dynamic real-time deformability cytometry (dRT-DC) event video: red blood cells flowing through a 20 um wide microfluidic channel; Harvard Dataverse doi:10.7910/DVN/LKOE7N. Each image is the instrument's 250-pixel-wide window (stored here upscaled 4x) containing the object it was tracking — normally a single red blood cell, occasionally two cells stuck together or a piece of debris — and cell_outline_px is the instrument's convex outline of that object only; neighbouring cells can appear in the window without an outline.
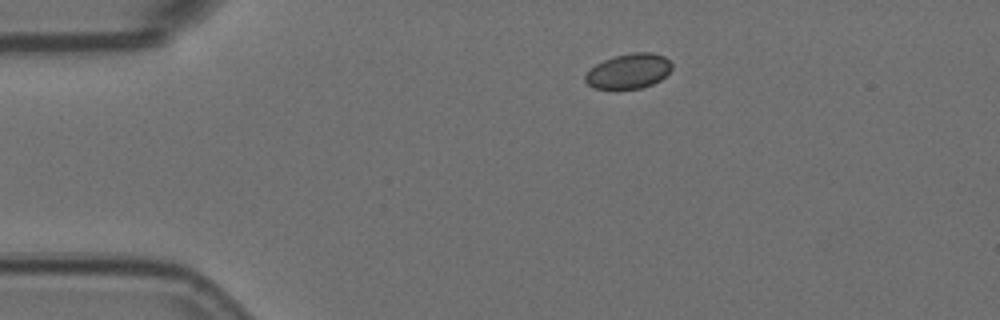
{"species": "Egyptian fruit bat (a non-hibernating species)", "species_latin": "Rousettus aegyptiacus", "temperature_condition": "room temperature", "stored_images_in_passage": 47, "camera_frame_rate_fps": 3000, "um_per_image_px": 0.085, "animal": {"sex": "female"}, "frame": {"image": 1, "passage_image": 1, "time_ms": 0.0, "image_size_px": [1000, 320], "cell_outline_px": [[672, 68], [660, 80], [652, 84], [640, 88], [592, 88], [584, 80], [584, 76], [596, 64], [604, 60], [616, 56], [632, 52], [652, 52], [664, 56], [672, 64]], "centroid_in_image_um": [53.44, 6.03], "position_along_channel_um": 31.6, "area_um2": 17.4}}
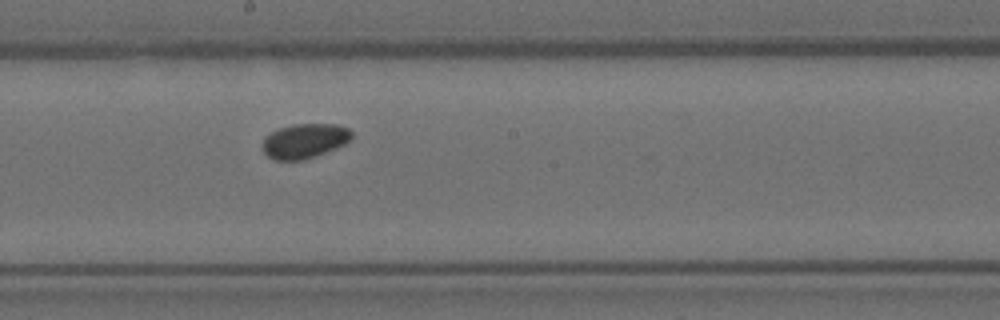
{"frame": {"image": 2, "passage_image": 21, "time_ms": 6.667, "image_size_px": [1000, 320], "cell_outline_px": [[352, 140], [336, 148], [304, 160], [276, 160], [268, 156], [264, 152], [264, 140], [272, 132], [280, 128], [292, 124], [336, 124], [348, 128], [352, 132]], "centroid_in_image_um": [25.94, 11.97], "position_along_channel_um": 222.3, "area_um2": 17.8}}
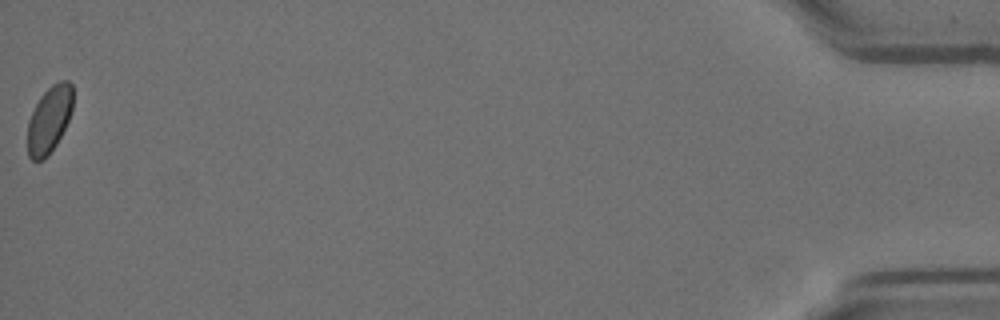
{"frame": {"image": 3, "passage_image": 47, "time_ms": 15.333, "image_size_px": [1000, 320], "cell_outline_px": [[72, 108], [68, 120], [56, 144], [48, 156], [44, 160], [32, 160], [28, 156], [28, 120], [40, 96], [52, 84], [60, 80], [68, 80], [72, 84]], "centroid_in_image_um": [4.18, 10.15], "position_along_channel_um": 431.0, "area_um2": 17.51}, "authors_computed_cell_mechanics": {"area_um2": 18.0914, "velocity_mm_per_s": 3.5738, "shape_relaxation_time_tau1_ms": 0.9191, "shape_relaxation_time_tau2_ms": 8.1877, "deformation_change_tau1": 0.0279, "deformation_change_tau2": 0.0517}}